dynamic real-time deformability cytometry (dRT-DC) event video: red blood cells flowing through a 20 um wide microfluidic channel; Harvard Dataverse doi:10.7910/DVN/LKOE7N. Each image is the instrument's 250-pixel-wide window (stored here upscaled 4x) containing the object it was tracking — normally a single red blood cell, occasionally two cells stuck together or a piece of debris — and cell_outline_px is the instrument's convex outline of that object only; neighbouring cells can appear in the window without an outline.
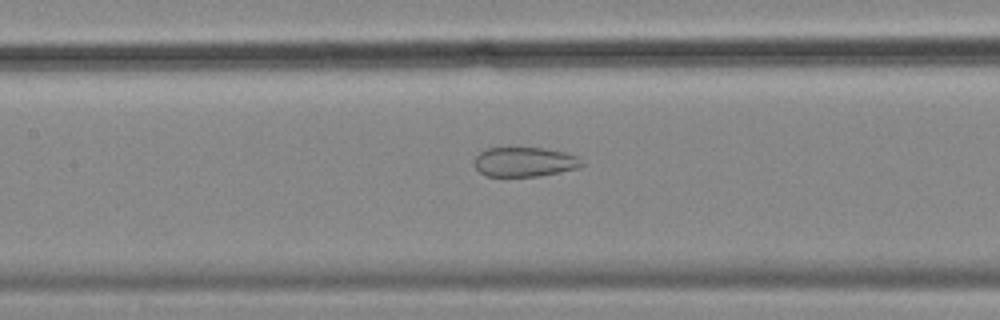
{"species": "common noctule bat (a hibernating species)", "species_latin": "Nyctalus noctula", "temperature_condition": "cold", "stored_images_in_passage": 55, "segment_of_instrument_passage": [2, 2], "camera_frame_rate_fps": 3000, "um_per_image_px": 0.085, "animal": {"sex": "female", "body_mass_g": 18.4}, "frame": {"image": 1, "passage_image": 25, "time_ms": 8.0, "image_size_px": [1000, 320], "cell_outline_px": [[584, 164], [580, 168], [540, 176], [488, 176], [480, 172], [472, 164], [476, 156], [480, 152], [488, 148], [544, 148], [564, 152], [576, 156]], "centroid_in_image_um": [44.58, 13.77], "position_along_channel_um": 162.8, "area_um2": 18.5}}
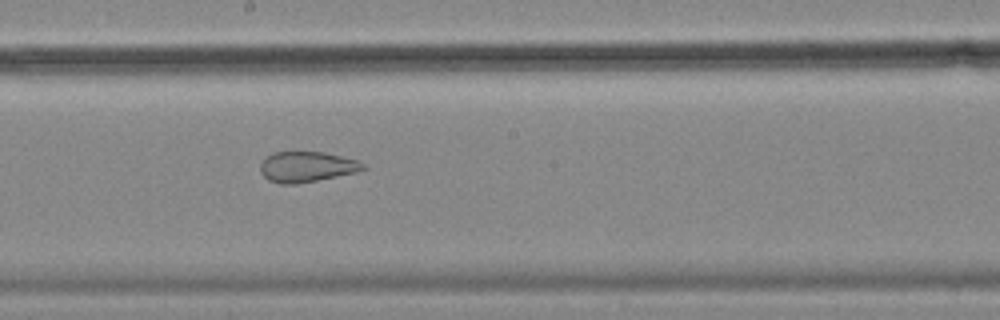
{"frame": {"image": 2, "passage_image": 30, "time_ms": 9.667, "image_size_px": [1000, 320], "cell_outline_px": [[368, 168], [356, 172], [296, 184], [280, 184], [268, 180], [260, 172], [260, 164], [272, 152], [324, 152], [356, 160], [364, 164]], "centroid_in_image_um": [26.05, 14.18], "position_along_channel_um": 222.1, "area_um2": 18.09}}
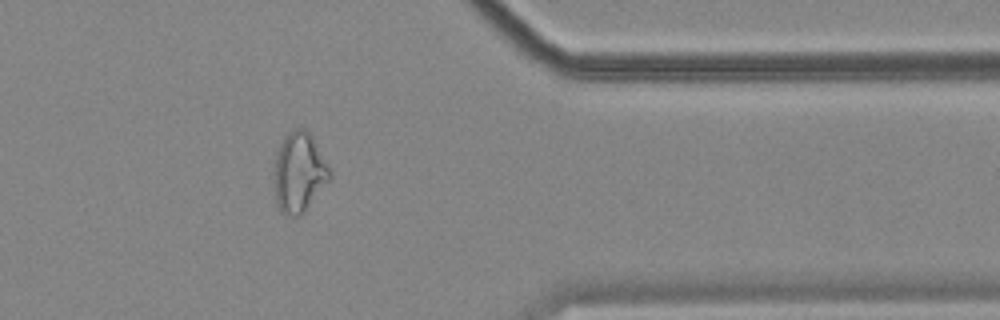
{"frame": {"image": 3, "passage_image": 45, "time_ms": 14.667, "image_size_px": [1000, 320], "cell_outline_px": [[332, 176], [304, 212], [300, 216], [292, 216], [280, 212], [276, 200], [276, 152], [280, 144], [288, 132], [292, 128], [304, 128], [312, 136], [328, 164], [332, 172]], "centroid_in_image_um": [25.45, 14.64], "position_along_channel_um": 385.9, "area_um2": 25.49}}